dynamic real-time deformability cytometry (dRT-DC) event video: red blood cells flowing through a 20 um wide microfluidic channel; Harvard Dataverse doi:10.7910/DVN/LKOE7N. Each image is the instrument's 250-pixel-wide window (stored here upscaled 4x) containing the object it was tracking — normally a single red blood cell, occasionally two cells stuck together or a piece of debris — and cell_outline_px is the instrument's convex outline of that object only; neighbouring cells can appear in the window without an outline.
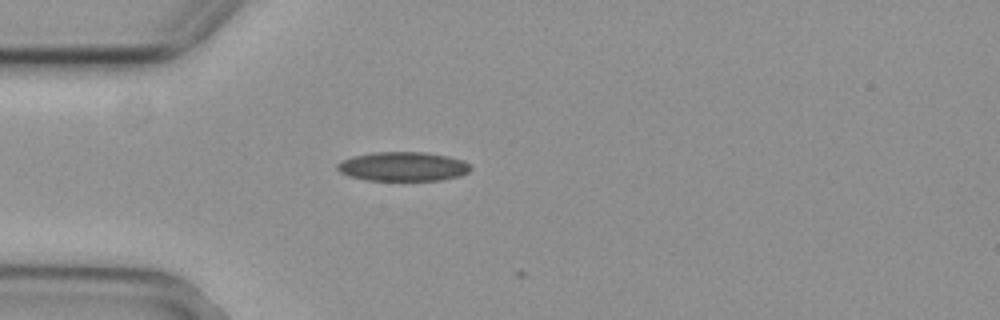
{"species": "common noctule bat (a hibernating species)", "species_latin": "Nyctalus noctula", "temperature_condition": "cold", "stored_images_in_passage": 3, "camera_frame_rate_fps": 3000, "um_per_image_px": 0.085, "animal": {"sex": "female", "body_mass_g": 29.2, "forearm_length_mm": 56.3}, "frame": {"image": 1, "passage_image": 2, "time_ms": 0.333, "image_size_px": [1000, 320], "cell_outline_px": [[472, 168], [468, 172], [460, 176], [440, 180], [368, 180], [348, 176], [340, 172], [336, 168], [336, 164], [352, 156], [372, 152], [424, 152], [448, 156], [464, 160]], "centroid_in_image_um": [34.25, 14.15], "position_along_channel_um": 50.7, "area_um2": 22.72}}